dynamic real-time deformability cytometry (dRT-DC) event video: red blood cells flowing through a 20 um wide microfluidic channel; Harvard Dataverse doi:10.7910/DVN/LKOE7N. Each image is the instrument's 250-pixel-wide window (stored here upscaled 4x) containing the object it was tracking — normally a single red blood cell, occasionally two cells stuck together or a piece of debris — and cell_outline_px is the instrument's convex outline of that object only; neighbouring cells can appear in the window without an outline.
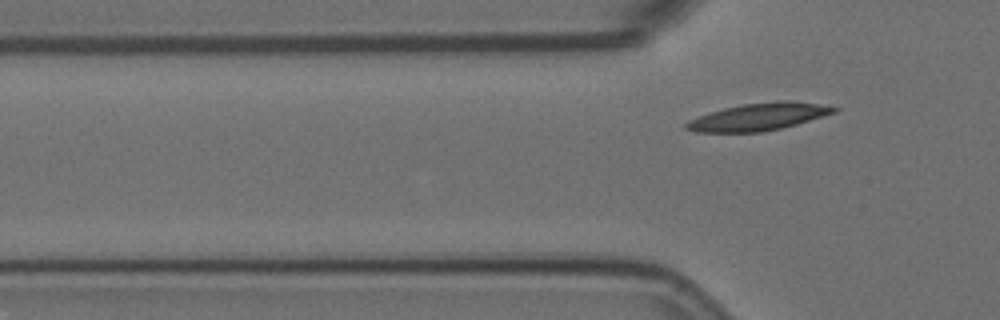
{"species": "Egyptian fruit bat (a non-hibernating species)", "species_latin": "Rousettus aegyptiacus", "temperature_condition": "room temperature", "stored_images_in_passage": 3, "camera_frame_rate_fps": 3000, "um_per_image_px": 0.085, "animal": {"sex": "female"}, "frame": {"image": 1, "passage_image": 3, "time_ms": 0.667, "image_size_px": [1000, 320], "cell_outline_px": [[840, 108], [836, 112], [796, 124], [780, 128], [760, 132], [696, 132], [684, 128], [684, 124], [688, 120], [724, 108], [744, 104], [776, 100], [788, 100], [816, 104]], "centroid_in_image_um": [64.46, 9.93], "position_along_channel_um": 61.3, "area_um2": 23.18}}